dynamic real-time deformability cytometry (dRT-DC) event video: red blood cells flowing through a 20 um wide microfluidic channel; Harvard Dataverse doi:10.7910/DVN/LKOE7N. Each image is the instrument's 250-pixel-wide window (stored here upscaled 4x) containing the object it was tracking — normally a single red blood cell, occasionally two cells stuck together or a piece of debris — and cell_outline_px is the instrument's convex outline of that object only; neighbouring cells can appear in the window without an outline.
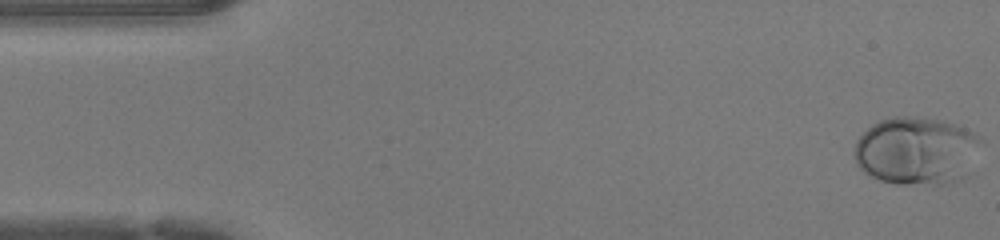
{"species": "human", "species_latin": "Homo sapiens", "temperature_condition": "warm", "stored_images_in_passage": 47, "camera_frame_rate_fps": 3000, "um_per_image_px": 0.085, "donor": {"sex": "female"}, "frame": {"image": 1, "passage_image": 1, "time_ms": 0.0, "image_size_px": [1000, 240], "cell_outline_px": [[984, 144], [964, 176], [960, 180], [948, 184], [896, 184], [880, 180], [864, 172], [856, 164], [852, 152], [856, 140], [872, 124], [880, 120], [892, 116], [924, 116], [944, 120], [964, 128], [980, 136], [984, 140]], "centroid_in_image_um": [77.9, 12.8], "position_along_channel_um": 7.1, "area_um2": 51.04}}
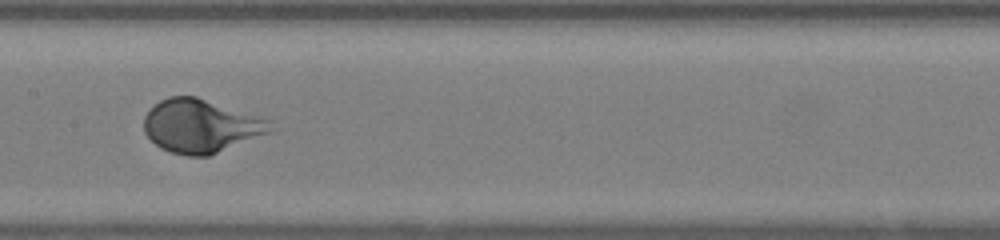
{"frame": {"image": 2, "passage_image": 23, "time_ms": 7.333, "image_size_px": [1000, 240], "cell_outline_px": [[276, 128], [272, 132], [208, 156], [188, 156], [172, 152], [160, 148], [144, 132], [144, 116], [160, 100], [168, 96], [196, 96], [260, 116], [272, 120]], "centroid_in_image_um": [17.13, 10.7], "position_along_channel_um": 190.3, "area_um2": 39.48}}
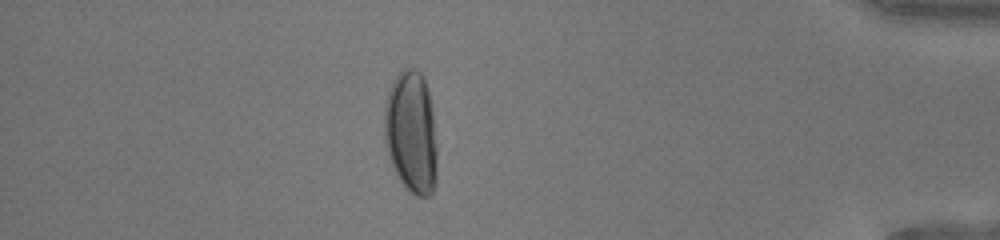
{"frame": {"image": 3, "passage_image": 41, "time_ms": 13.333, "image_size_px": [1000, 240], "cell_outline_px": [[436, 184], [432, 192], [428, 196], [416, 196], [400, 180], [388, 156], [384, 140], [384, 104], [392, 80], [404, 68], [416, 68], [424, 76], [428, 88], [432, 104], [436, 144]], "centroid_in_image_um": [34.95, 11.2], "position_along_channel_um": 400.2, "area_um2": 38.09}, "authors_computed_cell_mechanics": {"area_um2": 40.1132, "velocity_mm_per_s": 4.2702, "shape_relaxation_time_tau1_ms": 2.5576, "shape_relaxation_time_tau2_ms": null, "deformation_change_tau1": 0.1941, "deformation_change_tau2": null}}